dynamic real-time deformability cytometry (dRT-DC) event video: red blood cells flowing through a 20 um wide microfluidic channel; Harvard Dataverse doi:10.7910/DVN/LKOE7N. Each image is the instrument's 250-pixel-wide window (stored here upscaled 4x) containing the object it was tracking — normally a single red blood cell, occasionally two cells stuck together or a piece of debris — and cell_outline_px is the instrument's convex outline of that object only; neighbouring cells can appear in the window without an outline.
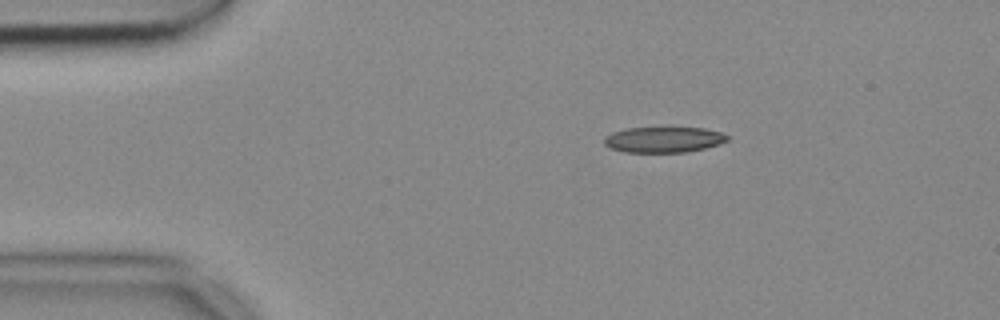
{"species": "common noctule bat (a hibernating species)", "species_latin": "Nyctalus noctula", "temperature_condition": "cold", "stored_images_in_passage": 4, "camera_frame_rate_fps": 3000, "um_per_image_px": 0.085, "animal": {"sex": "female", "body_mass_g": 18.4}, "frame": {"image": 1, "passage_image": 1, "time_ms": 0.0, "image_size_px": [1000, 320], "cell_outline_px": [[728, 140], [720, 144], [688, 152], [624, 152], [612, 148], [604, 144], [604, 136], [612, 132], [628, 128], [704, 128], [720, 132], [728, 136]], "centroid_in_image_um": [56.4, 11.87], "position_along_channel_um": 28.6, "area_um2": 18.32}}
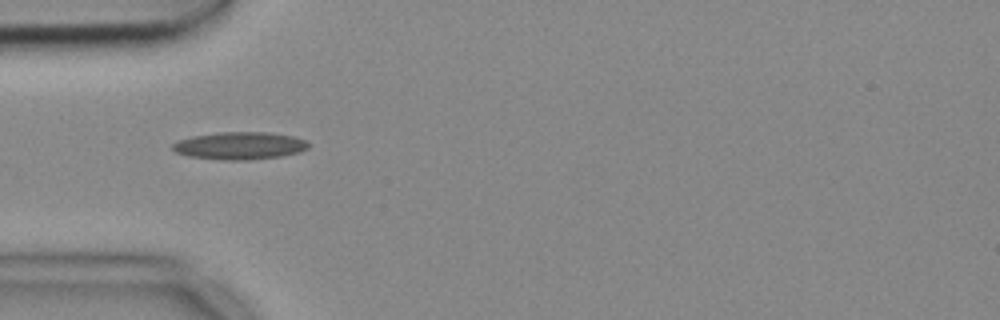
{"frame": {"image": 2, "passage_image": 3, "time_ms": 0.667, "image_size_px": [1000, 320], "cell_outline_px": [[308, 148], [300, 152], [280, 156], [248, 160], [220, 160], [188, 156], [176, 152], [172, 148], [172, 144], [180, 140], [192, 136], [220, 132], [268, 132], [292, 136], [304, 140], [308, 144]], "centroid_in_image_um": [20.36, 12.39], "position_along_channel_um": 64.6, "area_um2": 21.68}}